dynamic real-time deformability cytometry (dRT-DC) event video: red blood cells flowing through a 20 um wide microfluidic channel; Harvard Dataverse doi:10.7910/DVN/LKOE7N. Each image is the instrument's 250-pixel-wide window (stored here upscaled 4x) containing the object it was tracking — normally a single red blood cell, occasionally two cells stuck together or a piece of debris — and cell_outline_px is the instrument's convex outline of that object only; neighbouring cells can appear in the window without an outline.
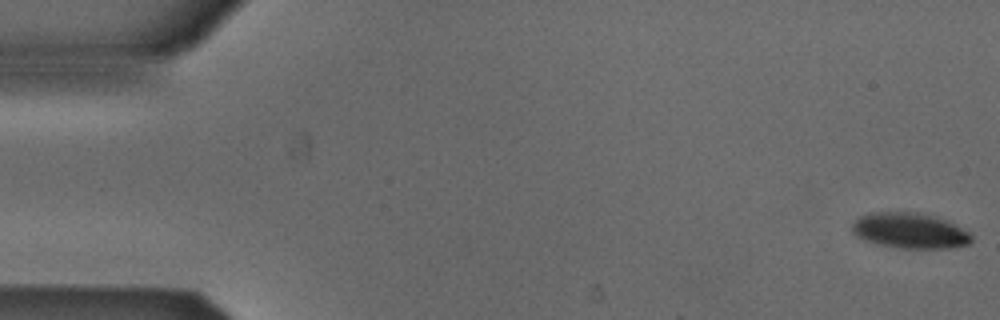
{"species": "Egyptian fruit bat (a non-hibernating species)", "species_latin": "Rousettus aegyptiacus", "temperature_condition": "cold", "stored_images_in_passage": 16, "camera_frame_rate_fps": 3000, "um_per_image_px": 0.085, "animal": {"sex": "male"}, "frame": {"image": 1, "passage_image": 1, "time_ms": 0.0, "image_size_px": [1000, 320], "cell_outline_px": [[972, 240], [968, 244], [948, 248], [904, 248], [876, 244], [864, 240], [856, 236], [852, 232], [852, 224], [860, 216], [872, 212], [916, 212], [932, 216], [956, 224], [968, 232], [972, 236]], "centroid_in_image_um": [77.31, 19.61], "position_along_channel_um": 7.7, "area_um2": 24.57}}
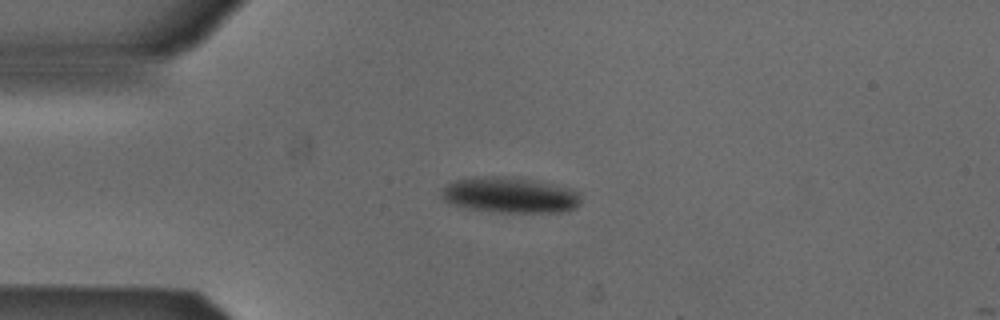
{"frame": {"image": 2, "passage_image": 13, "time_ms": 4.0, "image_size_px": [1000, 320], "cell_outline_px": [[580, 204], [576, 208], [568, 212], [500, 212], [468, 208], [448, 204], [440, 196], [440, 188], [456, 180], [472, 176], [512, 176], [572, 188], [580, 192]], "centroid_in_image_um": [43.33, 16.57], "position_along_channel_um": 41.7, "area_um2": 29.54}}